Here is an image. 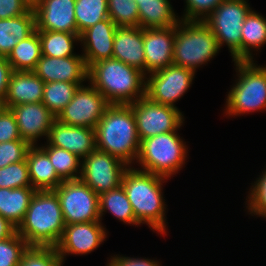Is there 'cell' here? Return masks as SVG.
Segmentation results:
<instances>
[{
	"label": "cell",
	"instance_id": "6da1fadb",
	"mask_svg": "<svg viewBox=\"0 0 266 266\" xmlns=\"http://www.w3.org/2000/svg\"><path fill=\"white\" fill-rule=\"evenodd\" d=\"M94 130L96 149L127 165L138 158L141 140L130 105L110 104Z\"/></svg>",
	"mask_w": 266,
	"mask_h": 266
},
{
	"label": "cell",
	"instance_id": "7a4b0ae2",
	"mask_svg": "<svg viewBox=\"0 0 266 266\" xmlns=\"http://www.w3.org/2000/svg\"><path fill=\"white\" fill-rule=\"evenodd\" d=\"M66 224L54 190H36L17 233L28 246L56 247Z\"/></svg>",
	"mask_w": 266,
	"mask_h": 266
},
{
	"label": "cell",
	"instance_id": "3957f363",
	"mask_svg": "<svg viewBox=\"0 0 266 266\" xmlns=\"http://www.w3.org/2000/svg\"><path fill=\"white\" fill-rule=\"evenodd\" d=\"M144 75L141 70L110 58L91 64L87 79L109 104L129 105L146 96Z\"/></svg>",
	"mask_w": 266,
	"mask_h": 266
},
{
	"label": "cell",
	"instance_id": "277c9868",
	"mask_svg": "<svg viewBox=\"0 0 266 266\" xmlns=\"http://www.w3.org/2000/svg\"><path fill=\"white\" fill-rule=\"evenodd\" d=\"M164 177L128 168L122 177L127 198L138 223H146L152 229L164 233L165 210L161 192Z\"/></svg>",
	"mask_w": 266,
	"mask_h": 266
},
{
	"label": "cell",
	"instance_id": "5b68a950",
	"mask_svg": "<svg viewBox=\"0 0 266 266\" xmlns=\"http://www.w3.org/2000/svg\"><path fill=\"white\" fill-rule=\"evenodd\" d=\"M219 49L217 39L204 21L182 20L175 26L173 64L195 72L197 66L209 61Z\"/></svg>",
	"mask_w": 266,
	"mask_h": 266
},
{
	"label": "cell",
	"instance_id": "8992f818",
	"mask_svg": "<svg viewBox=\"0 0 266 266\" xmlns=\"http://www.w3.org/2000/svg\"><path fill=\"white\" fill-rule=\"evenodd\" d=\"M176 131L143 139L137 160L144 172L167 178L185 161L186 147Z\"/></svg>",
	"mask_w": 266,
	"mask_h": 266
},
{
	"label": "cell",
	"instance_id": "52a82bcc",
	"mask_svg": "<svg viewBox=\"0 0 266 266\" xmlns=\"http://www.w3.org/2000/svg\"><path fill=\"white\" fill-rule=\"evenodd\" d=\"M240 75L227 97V114L238 115L266 108V67L253 60L235 61Z\"/></svg>",
	"mask_w": 266,
	"mask_h": 266
},
{
	"label": "cell",
	"instance_id": "ba28073f",
	"mask_svg": "<svg viewBox=\"0 0 266 266\" xmlns=\"http://www.w3.org/2000/svg\"><path fill=\"white\" fill-rule=\"evenodd\" d=\"M250 11L245 0H224L203 20L211 28L219 48L227 44L234 61H241L242 25Z\"/></svg>",
	"mask_w": 266,
	"mask_h": 266
},
{
	"label": "cell",
	"instance_id": "9c48e42d",
	"mask_svg": "<svg viewBox=\"0 0 266 266\" xmlns=\"http://www.w3.org/2000/svg\"><path fill=\"white\" fill-rule=\"evenodd\" d=\"M54 191L66 225L100 221L99 195L80 179L63 181Z\"/></svg>",
	"mask_w": 266,
	"mask_h": 266
},
{
	"label": "cell",
	"instance_id": "30bf717a",
	"mask_svg": "<svg viewBox=\"0 0 266 266\" xmlns=\"http://www.w3.org/2000/svg\"><path fill=\"white\" fill-rule=\"evenodd\" d=\"M83 159L79 179L97 195L119 187L128 169L124 161L98 149Z\"/></svg>",
	"mask_w": 266,
	"mask_h": 266
},
{
	"label": "cell",
	"instance_id": "8fae6325",
	"mask_svg": "<svg viewBox=\"0 0 266 266\" xmlns=\"http://www.w3.org/2000/svg\"><path fill=\"white\" fill-rule=\"evenodd\" d=\"M133 110L140 140L162 133L177 131L183 115L174 107L151 101L144 96L129 104Z\"/></svg>",
	"mask_w": 266,
	"mask_h": 266
},
{
	"label": "cell",
	"instance_id": "7c38bea8",
	"mask_svg": "<svg viewBox=\"0 0 266 266\" xmlns=\"http://www.w3.org/2000/svg\"><path fill=\"white\" fill-rule=\"evenodd\" d=\"M89 87L79 86L56 120L67 125L95 129L110 104L102 93L92 85Z\"/></svg>",
	"mask_w": 266,
	"mask_h": 266
},
{
	"label": "cell",
	"instance_id": "4fadbf2b",
	"mask_svg": "<svg viewBox=\"0 0 266 266\" xmlns=\"http://www.w3.org/2000/svg\"><path fill=\"white\" fill-rule=\"evenodd\" d=\"M146 97L151 101L176 108L178 100L190 87L195 72L175 64L150 73Z\"/></svg>",
	"mask_w": 266,
	"mask_h": 266
},
{
	"label": "cell",
	"instance_id": "5bb4252c",
	"mask_svg": "<svg viewBox=\"0 0 266 266\" xmlns=\"http://www.w3.org/2000/svg\"><path fill=\"white\" fill-rule=\"evenodd\" d=\"M100 221L81 222L66 225L63 235L56 246L64 261V254H87L96 249L106 238Z\"/></svg>",
	"mask_w": 266,
	"mask_h": 266
},
{
	"label": "cell",
	"instance_id": "9a60e30c",
	"mask_svg": "<svg viewBox=\"0 0 266 266\" xmlns=\"http://www.w3.org/2000/svg\"><path fill=\"white\" fill-rule=\"evenodd\" d=\"M33 10L36 30L78 34L75 0H42Z\"/></svg>",
	"mask_w": 266,
	"mask_h": 266
},
{
	"label": "cell",
	"instance_id": "2e32d148",
	"mask_svg": "<svg viewBox=\"0 0 266 266\" xmlns=\"http://www.w3.org/2000/svg\"><path fill=\"white\" fill-rule=\"evenodd\" d=\"M15 116L20 136L35 145L40 136L48 137L56 116L42 103H24L9 108Z\"/></svg>",
	"mask_w": 266,
	"mask_h": 266
},
{
	"label": "cell",
	"instance_id": "e0dca14e",
	"mask_svg": "<svg viewBox=\"0 0 266 266\" xmlns=\"http://www.w3.org/2000/svg\"><path fill=\"white\" fill-rule=\"evenodd\" d=\"M33 72L45 83H81L88 78V67L83 56L48 57L42 55Z\"/></svg>",
	"mask_w": 266,
	"mask_h": 266
},
{
	"label": "cell",
	"instance_id": "ac0fdd59",
	"mask_svg": "<svg viewBox=\"0 0 266 266\" xmlns=\"http://www.w3.org/2000/svg\"><path fill=\"white\" fill-rule=\"evenodd\" d=\"M175 26L143 29L145 71L155 72L173 64Z\"/></svg>",
	"mask_w": 266,
	"mask_h": 266
},
{
	"label": "cell",
	"instance_id": "d6986e66",
	"mask_svg": "<svg viewBox=\"0 0 266 266\" xmlns=\"http://www.w3.org/2000/svg\"><path fill=\"white\" fill-rule=\"evenodd\" d=\"M47 138L49 145L63 148L82 160L96 149L94 129L67 125L58 120L52 124Z\"/></svg>",
	"mask_w": 266,
	"mask_h": 266
},
{
	"label": "cell",
	"instance_id": "ffe728a7",
	"mask_svg": "<svg viewBox=\"0 0 266 266\" xmlns=\"http://www.w3.org/2000/svg\"><path fill=\"white\" fill-rule=\"evenodd\" d=\"M116 30L117 25L108 17L80 34L79 41H83L85 47V54L82 56L87 67L93 63L112 58Z\"/></svg>",
	"mask_w": 266,
	"mask_h": 266
},
{
	"label": "cell",
	"instance_id": "44dd1931",
	"mask_svg": "<svg viewBox=\"0 0 266 266\" xmlns=\"http://www.w3.org/2000/svg\"><path fill=\"white\" fill-rule=\"evenodd\" d=\"M112 58L145 73L143 28L139 26L117 27Z\"/></svg>",
	"mask_w": 266,
	"mask_h": 266
},
{
	"label": "cell",
	"instance_id": "7402d4cb",
	"mask_svg": "<svg viewBox=\"0 0 266 266\" xmlns=\"http://www.w3.org/2000/svg\"><path fill=\"white\" fill-rule=\"evenodd\" d=\"M45 82L33 71H13L2 107L42 102Z\"/></svg>",
	"mask_w": 266,
	"mask_h": 266
},
{
	"label": "cell",
	"instance_id": "603a6c76",
	"mask_svg": "<svg viewBox=\"0 0 266 266\" xmlns=\"http://www.w3.org/2000/svg\"><path fill=\"white\" fill-rule=\"evenodd\" d=\"M29 179L36 190H54L63 180L57 175L47 153L40 147L32 145L26 158Z\"/></svg>",
	"mask_w": 266,
	"mask_h": 266
},
{
	"label": "cell",
	"instance_id": "cb8c5ba5",
	"mask_svg": "<svg viewBox=\"0 0 266 266\" xmlns=\"http://www.w3.org/2000/svg\"><path fill=\"white\" fill-rule=\"evenodd\" d=\"M36 30L35 13L31 8L26 14L0 19V56L7 57L18 42Z\"/></svg>",
	"mask_w": 266,
	"mask_h": 266
},
{
	"label": "cell",
	"instance_id": "d4e9b609",
	"mask_svg": "<svg viewBox=\"0 0 266 266\" xmlns=\"http://www.w3.org/2000/svg\"><path fill=\"white\" fill-rule=\"evenodd\" d=\"M35 192L32 187L0 188V215L18 228Z\"/></svg>",
	"mask_w": 266,
	"mask_h": 266
},
{
	"label": "cell",
	"instance_id": "484cf974",
	"mask_svg": "<svg viewBox=\"0 0 266 266\" xmlns=\"http://www.w3.org/2000/svg\"><path fill=\"white\" fill-rule=\"evenodd\" d=\"M139 27L143 29L176 26L178 20L168 0H144L138 3Z\"/></svg>",
	"mask_w": 266,
	"mask_h": 266
},
{
	"label": "cell",
	"instance_id": "4316f807",
	"mask_svg": "<svg viewBox=\"0 0 266 266\" xmlns=\"http://www.w3.org/2000/svg\"><path fill=\"white\" fill-rule=\"evenodd\" d=\"M42 57L41 42L37 30L18 42L7 56L13 71H33Z\"/></svg>",
	"mask_w": 266,
	"mask_h": 266
},
{
	"label": "cell",
	"instance_id": "83f0119b",
	"mask_svg": "<svg viewBox=\"0 0 266 266\" xmlns=\"http://www.w3.org/2000/svg\"><path fill=\"white\" fill-rule=\"evenodd\" d=\"M241 61H250V48H259L266 43V19L250 11L242 25Z\"/></svg>",
	"mask_w": 266,
	"mask_h": 266
},
{
	"label": "cell",
	"instance_id": "f1b7e54d",
	"mask_svg": "<svg viewBox=\"0 0 266 266\" xmlns=\"http://www.w3.org/2000/svg\"><path fill=\"white\" fill-rule=\"evenodd\" d=\"M109 210L115 217L128 224H139L122 185L99 195V213Z\"/></svg>",
	"mask_w": 266,
	"mask_h": 266
},
{
	"label": "cell",
	"instance_id": "f546056e",
	"mask_svg": "<svg viewBox=\"0 0 266 266\" xmlns=\"http://www.w3.org/2000/svg\"><path fill=\"white\" fill-rule=\"evenodd\" d=\"M41 42L42 55L48 57H69L74 55L73 41L80 40V35L61 31L37 30Z\"/></svg>",
	"mask_w": 266,
	"mask_h": 266
},
{
	"label": "cell",
	"instance_id": "4dcf8cb0",
	"mask_svg": "<svg viewBox=\"0 0 266 266\" xmlns=\"http://www.w3.org/2000/svg\"><path fill=\"white\" fill-rule=\"evenodd\" d=\"M108 17V0H75L78 35Z\"/></svg>",
	"mask_w": 266,
	"mask_h": 266
},
{
	"label": "cell",
	"instance_id": "1f68e13d",
	"mask_svg": "<svg viewBox=\"0 0 266 266\" xmlns=\"http://www.w3.org/2000/svg\"><path fill=\"white\" fill-rule=\"evenodd\" d=\"M81 83L63 81L45 83L42 103L57 117L72 100Z\"/></svg>",
	"mask_w": 266,
	"mask_h": 266
},
{
	"label": "cell",
	"instance_id": "d6a6232c",
	"mask_svg": "<svg viewBox=\"0 0 266 266\" xmlns=\"http://www.w3.org/2000/svg\"><path fill=\"white\" fill-rule=\"evenodd\" d=\"M48 155L52 165L54 166L57 175L63 181L78 180L80 176H77L78 168L80 167V158L70 153L63 148L47 145V147H41Z\"/></svg>",
	"mask_w": 266,
	"mask_h": 266
},
{
	"label": "cell",
	"instance_id": "836d02e7",
	"mask_svg": "<svg viewBox=\"0 0 266 266\" xmlns=\"http://www.w3.org/2000/svg\"><path fill=\"white\" fill-rule=\"evenodd\" d=\"M108 15L117 27L139 26L138 3L135 0H108Z\"/></svg>",
	"mask_w": 266,
	"mask_h": 266
},
{
	"label": "cell",
	"instance_id": "e575fe53",
	"mask_svg": "<svg viewBox=\"0 0 266 266\" xmlns=\"http://www.w3.org/2000/svg\"><path fill=\"white\" fill-rule=\"evenodd\" d=\"M62 262L56 247L29 246L18 266H61Z\"/></svg>",
	"mask_w": 266,
	"mask_h": 266
},
{
	"label": "cell",
	"instance_id": "d590c367",
	"mask_svg": "<svg viewBox=\"0 0 266 266\" xmlns=\"http://www.w3.org/2000/svg\"><path fill=\"white\" fill-rule=\"evenodd\" d=\"M19 187H32L26 160L0 168V188Z\"/></svg>",
	"mask_w": 266,
	"mask_h": 266
},
{
	"label": "cell",
	"instance_id": "8d00e7d4",
	"mask_svg": "<svg viewBox=\"0 0 266 266\" xmlns=\"http://www.w3.org/2000/svg\"><path fill=\"white\" fill-rule=\"evenodd\" d=\"M26 241L17 233L0 241V266H18L24 251L28 248Z\"/></svg>",
	"mask_w": 266,
	"mask_h": 266
},
{
	"label": "cell",
	"instance_id": "74e56055",
	"mask_svg": "<svg viewBox=\"0 0 266 266\" xmlns=\"http://www.w3.org/2000/svg\"><path fill=\"white\" fill-rule=\"evenodd\" d=\"M32 145L23 140H13L0 143V168L24 161L27 158L28 150Z\"/></svg>",
	"mask_w": 266,
	"mask_h": 266
},
{
	"label": "cell",
	"instance_id": "f35d334b",
	"mask_svg": "<svg viewBox=\"0 0 266 266\" xmlns=\"http://www.w3.org/2000/svg\"><path fill=\"white\" fill-rule=\"evenodd\" d=\"M223 1L224 0H186V4H187L186 14L184 18H182V20L203 21ZM201 15L203 16L202 18L199 17Z\"/></svg>",
	"mask_w": 266,
	"mask_h": 266
},
{
	"label": "cell",
	"instance_id": "ab89813d",
	"mask_svg": "<svg viewBox=\"0 0 266 266\" xmlns=\"http://www.w3.org/2000/svg\"><path fill=\"white\" fill-rule=\"evenodd\" d=\"M249 200V210L253 214L266 217V171L254 184Z\"/></svg>",
	"mask_w": 266,
	"mask_h": 266
},
{
	"label": "cell",
	"instance_id": "60d3db41",
	"mask_svg": "<svg viewBox=\"0 0 266 266\" xmlns=\"http://www.w3.org/2000/svg\"><path fill=\"white\" fill-rule=\"evenodd\" d=\"M20 139L14 114L10 109L0 106V143Z\"/></svg>",
	"mask_w": 266,
	"mask_h": 266
},
{
	"label": "cell",
	"instance_id": "b9f144b4",
	"mask_svg": "<svg viewBox=\"0 0 266 266\" xmlns=\"http://www.w3.org/2000/svg\"><path fill=\"white\" fill-rule=\"evenodd\" d=\"M31 8L24 0H0V19L26 14Z\"/></svg>",
	"mask_w": 266,
	"mask_h": 266
},
{
	"label": "cell",
	"instance_id": "7bdbcfd3",
	"mask_svg": "<svg viewBox=\"0 0 266 266\" xmlns=\"http://www.w3.org/2000/svg\"><path fill=\"white\" fill-rule=\"evenodd\" d=\"M13 69L7 57L0 56V106L2 105Z\"/></svg>",
	"mask_w": 266,
	"mask_h": 266
},
{
	"label": "cell",
	"instance_id": "ee69618b",
	"mask_svg": "<svg viewBox=\"0 0 266 266\" xmlns=\"http://www.w3.org/2000/svg\"><path fill=\"white\" fill-rule=\"evenodd\" d=\"M160 264L150 259H134L130 257H113L108 266H159Z\"/></svg>",
	"mask_w": 266,
	"mask_h": 266
},
{
	"label": "cell",
	"instance_id": "f6af8a7d",
	"mask_svg": "<svg viewBox=\"0 0 266 266\" xmlns=\"http://www.w3.org/2000/svg\"><path fill=\"white\" fill-rule=\"evenodd\" d=\"M17 228L0 215V241L11 237Z\"/></svg>",
	"mask_w": 266,
	"mask_h": 266
},
{
	"label": "cell",
	"instance_id": "bcb514c9",
	"mask_svg": "<svg viewBox=\"0 0 266 266\" xmlns=\"http://www.w3.org/2000/svg\"><path fill=\"white\" fill-rule=\"evenodd\" d=\"M30 8H34L37 4H39L42 0H24Z\"/></svg>",
	"mask_w": 266,
	"mask_h": 266
}]
</instances>
